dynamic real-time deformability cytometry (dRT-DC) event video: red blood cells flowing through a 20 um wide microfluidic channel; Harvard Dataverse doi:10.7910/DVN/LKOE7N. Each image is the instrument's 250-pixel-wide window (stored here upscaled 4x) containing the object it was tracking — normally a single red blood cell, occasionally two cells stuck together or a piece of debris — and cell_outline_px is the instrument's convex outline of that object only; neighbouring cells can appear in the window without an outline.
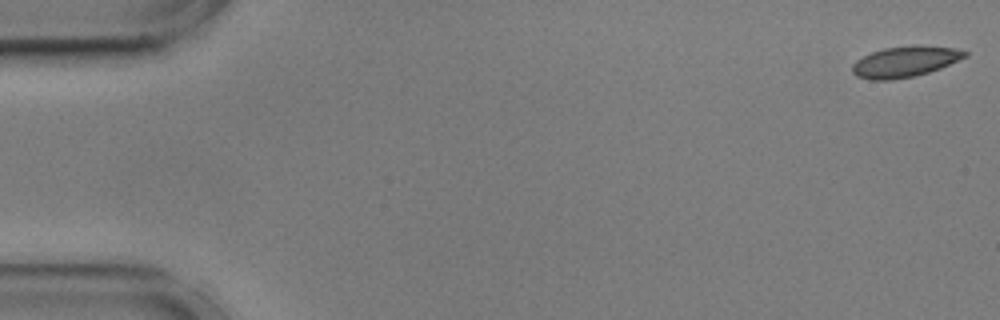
{"species": "common noctule bat (a hibernating species)", "species_latin": "Nyctalus noctula", "temperature_condition": "cold", "stored_images_in_passage": 8, "camera_frame_rate_fps": 3000, "um_per_image_px": 0.085, "animal": {"sex": "male", "body_mass_g": 17.9, "forearm_length_mm": 54.2}, "frame": {"image": 1, "passage_image": 1, "time_ms": 0.0, "image_size_px": [1000, 320], "cell_outline_px": [[968, 56], [940, 68], [916, 76], [892, 80], [872, 80], [856, 76], [852, 72], [852, 64], [856, 60], [872, 52], [884, 48], [920, 44], [956, 48], [968, 52]], "centroid_in_image_um": [76.94, 5.23], "position_along_channel_um": 8.1, "area_um2": 20.4}}